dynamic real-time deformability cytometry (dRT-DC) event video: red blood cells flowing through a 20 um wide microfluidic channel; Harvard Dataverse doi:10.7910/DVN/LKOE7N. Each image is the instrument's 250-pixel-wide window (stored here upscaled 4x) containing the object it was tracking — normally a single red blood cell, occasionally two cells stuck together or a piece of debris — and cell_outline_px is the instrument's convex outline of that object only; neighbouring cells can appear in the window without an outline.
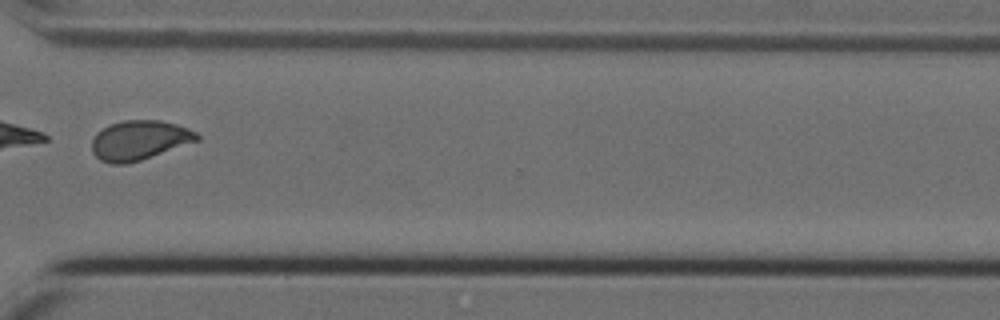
{"species": "Egyptian fruit bat (a non-hibernating species)", "species_latin": "Rousettus aegyptiacus", "temperature_condition": "cold", "stored_images_in_passage": 12, "camera_frame_rate_fps": 3000, "um_per_image_px": 0.085, "animal": {"sex": "female"}, "frame": {"image": 1, "passage_image": 10, "time_ms": 3.0, "image_size_px": [1000, 320], "cell_outline_px": [[200, 140], [140, 160], [124, 164], [112, 164], [100, 160], [92, 152], [92, 140], [96, 132], [112, 124], [124, 120], [160, 120], [176, 124], [188, 128], [196, 132], [200, 136]], "centroid_in_image_um": [11.85, 11.92], "position_along_channel_um": 358.8, "area_um2": 24.1}}